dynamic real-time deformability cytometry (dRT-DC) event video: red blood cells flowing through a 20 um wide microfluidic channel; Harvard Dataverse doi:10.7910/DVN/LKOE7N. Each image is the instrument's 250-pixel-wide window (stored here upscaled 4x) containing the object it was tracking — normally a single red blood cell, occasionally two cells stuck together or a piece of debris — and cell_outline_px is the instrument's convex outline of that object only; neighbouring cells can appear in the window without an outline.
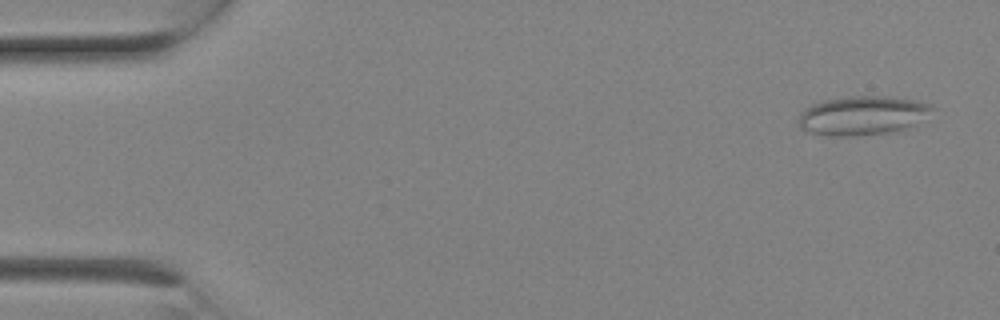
{"species": "Egyptian fruit bat (a non-hibernating species)", "species_latin": "Rousettus aegyptiacus", "temperature_condition": "room temperature", "stored_images_in_passage": 9, "camera_frame_rate_fps": 3000, "um_per_image_px": 0.085, "animal": {"sex": "female"}, "frame": {"image": 1, "passage_image": 1, "time_ms": 0.0, "image_size_px": [1000, 320], "cell_outline_px": [[932, 108], [912, 128], [900, 132], [856, 136], [828, 136], [812, 132], [800, 128], [800, 112], [804, 108], [812, 104], [824, 100], [848, 96], [876, 96], [916, 100], [932, 104]], "centroid_in_image_um": [73.31, 9.84], "position_along_channel_um": 11.7, "area_um2": 30.52}}
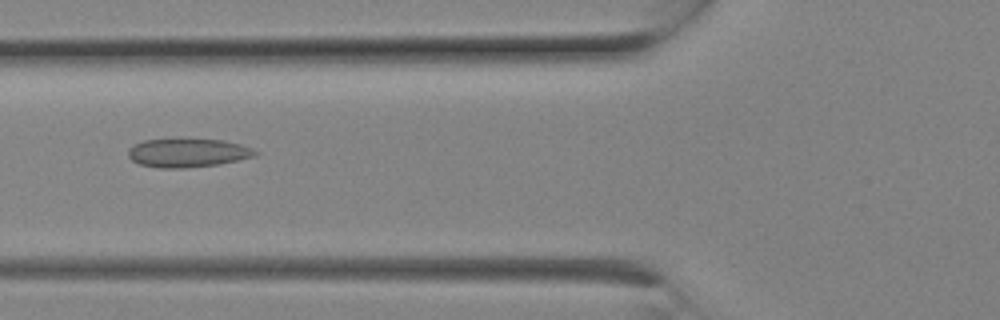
{"frame": {"image": 2, "passage_image": 8, "time_ms": 2.333, "image_size_px": [1000, 320], "cell_outline_px": [[260, 152], [256, 156], [220, 164], [184, 168], [156, 168], [140, 164], [132, 160], [128, 156], [128, 148], [144, 140], [224, 140], [240, 144], [252, 148]], "centroid_in_image_um": [15.98, 13.01], "position_along_channel_um": 109.8, "area_um2": 21.04}}
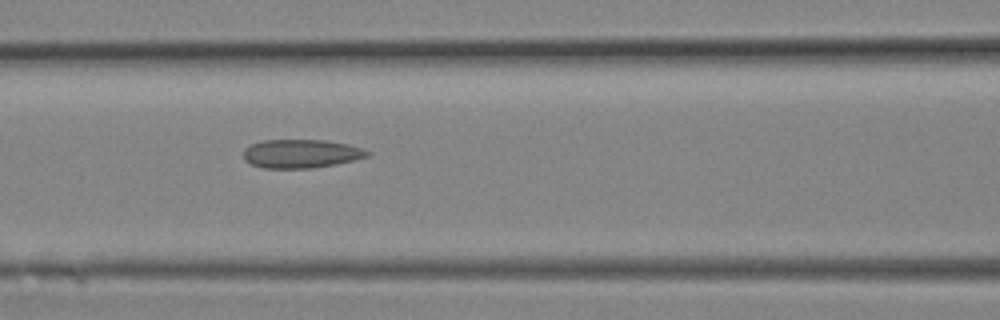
{"frame": {"image": 3, "passage_image": 9, "time_ms": 2.667, "image_size_px": [1000, 320], "cell_outline_px": [[372, 152], [368, 156], [336, 164], [316, 168], [264, 168], [252, 164], [244, 160], [244, 148], [260, 140], [324, 140], [348, 144]], "centroid_in_image_um": [25.58, 13.06], "position_along_channel_um": 141.0, "area_um2": 20.63}}